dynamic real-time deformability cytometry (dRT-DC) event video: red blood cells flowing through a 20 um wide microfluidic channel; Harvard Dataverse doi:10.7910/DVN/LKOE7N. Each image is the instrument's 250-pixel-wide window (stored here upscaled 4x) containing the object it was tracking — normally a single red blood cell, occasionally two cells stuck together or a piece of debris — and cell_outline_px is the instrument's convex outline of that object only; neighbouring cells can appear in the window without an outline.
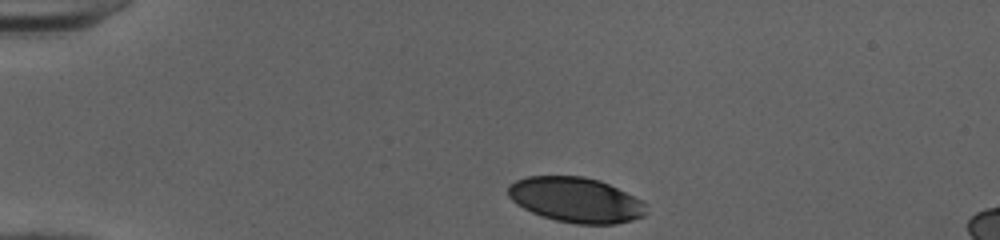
{"species": "human", "species_latin": "Homo sapiens", "temperature_condition": "cold", "stored_images_in_passage": 34, "camera_frame_rate_fps": 3000, "um_per_image_px": 0.085, "donor": {"sex": "female"}, "frame": {"image": 1, "passage_image": 1, "time_ms": 0.0, "image_size_px": [1000, 240], "cell_outline_px": [[644, 216], [632, 220], [616, 224], [576, 224], [556, 220], [540, 216], [516, 204], [508, 196], [508, 184], [516, 180], [528, 176], [584, 176], [600, 180], [640, 200], [644, 204]], "centroid_in_image_um": [48.89, 16.99], "position_along_channel_um": 36.1, "area_um2": 36.07}}
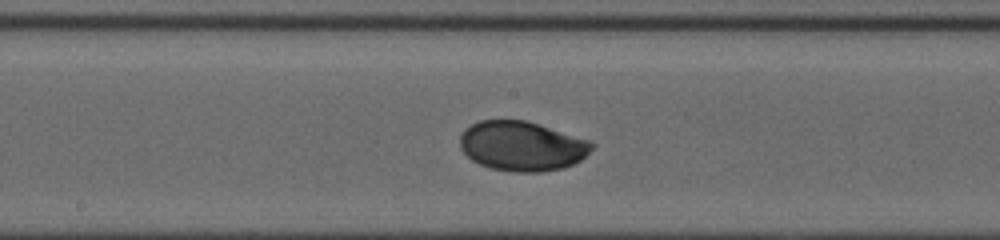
{"frame": {"image": 2, "passage_image": 18, "time_ms": 5.667, "image_size_px": [1000, 240], "cell_outline_px": [[596, 144], [580, 160], [564, 168], [540, 172], [516, 172], [492, 168], [480, 164], [472, 160], [460, 148], [460, 136], [464, 128], [480, 120], [524, 120], [588, 140]], "centroid_in_image_um": [44.33, 12.42], "position_along_channel_um": 203.9, "area_um2": 37.8}}
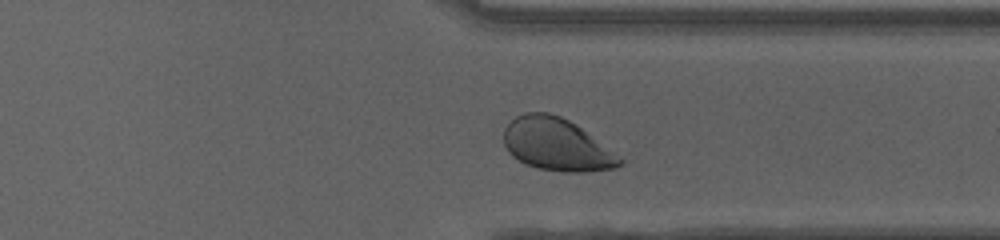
{"frame": {"image": 3, "passage_image": 30, "time_ms": 9.667, "image_size_px": [1000, 240], "cell_outline_px": [[624, 160], [616, 168], [584, 172], [564, 172], [536, 168], [512, 156], [508, 152], [504, 144], [504, 128], [516, 116], [524, 112], [548, 112], [560, 116], [576, 124]], "centroid_in_image_um": [47.29, 12.28], "position_along_channel_um": 364.1, "area_um2": 35.26}, "authors_computed_cell_mechanics": {"area_um2": 37.7145, "velocity_mm_per_s": 4.0018, "shape_relaxation_time_tau1_ms": 2.1268, "shape_relaxation_time_tau2_ms": null, "deformation_change_tau1": 0.1311, "deformation_change_tau2": null}}